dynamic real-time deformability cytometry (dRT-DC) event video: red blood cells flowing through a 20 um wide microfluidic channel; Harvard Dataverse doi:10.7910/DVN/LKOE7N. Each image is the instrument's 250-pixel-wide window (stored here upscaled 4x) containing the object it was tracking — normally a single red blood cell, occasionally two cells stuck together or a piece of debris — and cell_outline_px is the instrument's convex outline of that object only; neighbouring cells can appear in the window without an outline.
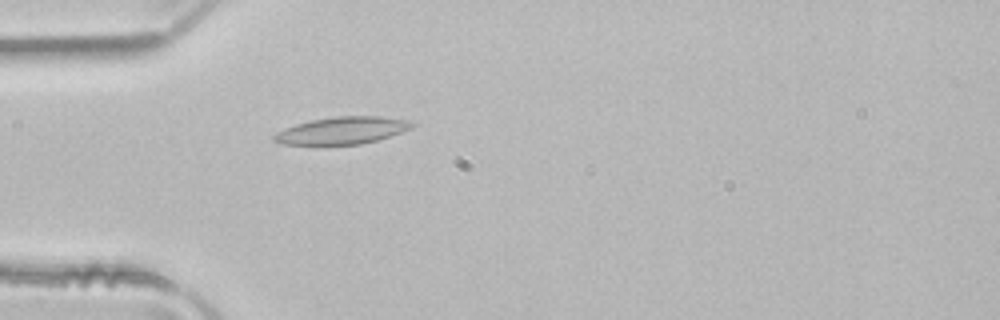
{"species": "common noctule bat (a hibernating species)", "species_latin": "Nyctalus noctula", "temperature_condition": "room temperature", "stored_images_in_passage": 47, "camera_frame_rate_fps": 3000, "um_per_image_px": 0.085, "animal": {"sex": "male", "body_mass_g": 21.5, "forearm_length_mm": 52.0}, "frame": {"image": 1, "passage_image": 11, "time_ms": 3.333, "image_size_px": [1000, 320], "cell_outline_px": [[416, 124], [412, 128], [376, 140], [360, 144], [280, 144], [272, 140], [272, 136], [276, 132], [284, 128], [296, 124], [312, 120], [336, 116], [380, 116], [404, 120]], "centroid_in_image_um": [29.03, 11.09], "position_along_channel_um": 56.0, "area_um2": 21.56}}
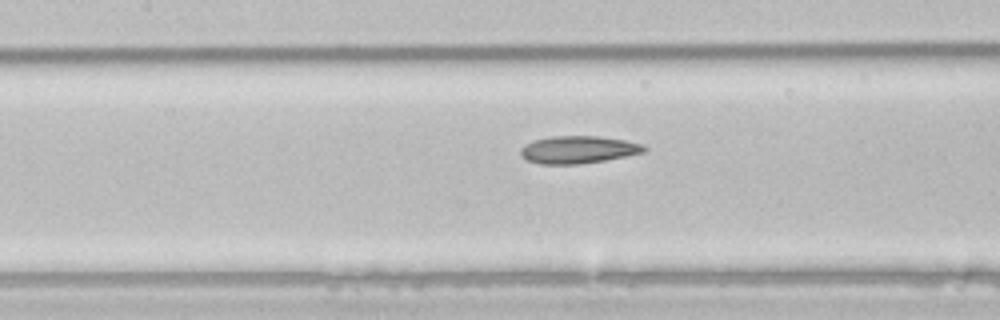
{"frame": {"image": 2, "passage_image": 19, "time_ms": 6.0, "image_size_px": [1000, 320], "cell_outline_px": [[648, 148], [644, 152], [604, 160], [580, 164], [540, 164], [528, 160], [520, 156], [520, 148], [524, 144], [532, 140], [552, 136], [600, 136], [624, 140], [644, 144]], "centroid_in_image_um": [49.12, 12.71], "position_along_channel_um": 158.3, "area_um2": 19.88}}
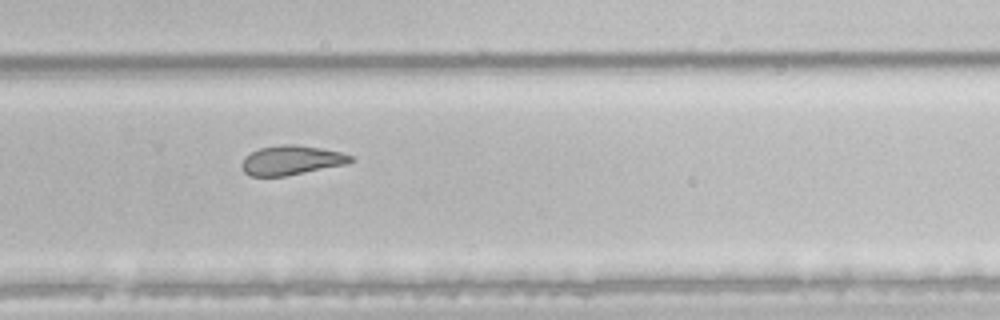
{"frame": {"image": 3, "passage_image": 30, "time_ms": 9.667, "image_size_px": [1000, 320], "cell_outline_px": [[356, 160], [348, 164], [284, 176], [248, 176], [244, 172], [240, 164], [244, 156], [260, 148], [284, 144], [296, 144], [320, 148], [340, 152], [352, 156]], "centroid_in_image_um": [24.76, 13.62], "position_along_channel_um": 305.0, "area_um2": 18.73}, "authors_computed_cell_mechanics": {"area_um2": 21.0392, "velocity_mm_per_s": 4.0195, "shape_relaxation_time_tau1_ms": null, "shape_relaxation_time_tau2_ms": 4.5255, "deformation_change_tau1": null, "deformation_change_tau2": 0.1359}}